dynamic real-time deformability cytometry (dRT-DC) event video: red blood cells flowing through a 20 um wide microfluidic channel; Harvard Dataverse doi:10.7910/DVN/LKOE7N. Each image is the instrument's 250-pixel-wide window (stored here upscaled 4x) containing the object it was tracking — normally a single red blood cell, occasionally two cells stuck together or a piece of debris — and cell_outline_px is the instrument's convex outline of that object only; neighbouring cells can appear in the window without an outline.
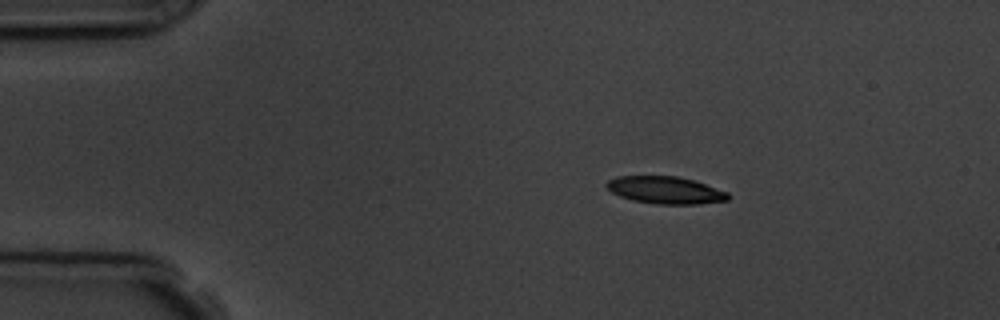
{"species": "common noctule bat (a hibernating species)", "species_latin": "Nyctalus noctula", "temperature_condition": "room temperature", "stored_images_in_passage": 8, "camera_frame_rate_fps": 3000, "um_per_image_px": 0.085, "animal": {"sex": "male", "body_mass_g": 19.5, "forearm_length_mm": 54.6}, "frame": {"image": 1, "passage_image": 2, "time_ms": 1.0, "image_size_px": [1000, 320], "cell_outline_px": [[728, 200], [700, 204], [656, 204], [632, 200], [620, 196], [612, 192], [604, 184], [608, 180], [616, 176], [676, 176], [692, 180], [728, 192]], "centroid_in_image_um": [56.52, 16.16], "position_along_channel_um": 28.5, "area_um2": 19.19}}
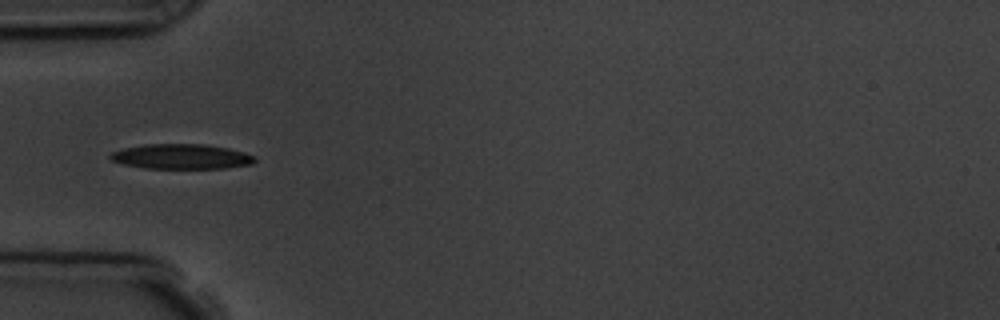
{"frame": {"image": 2, "passage_image": 4, "time_ms": 3.667, "image_size_px": [1000, 320], "cell_outline_px": [[256, 160], [252, 164], [228, 168], [144, 168], [120, 164], [112, 160], [108, 156], [112, 152], [124, 148], [144, 144], [204, 144], [228, 148], [244, 152], [256, 156]], "centroid_in_image_um": [15.42, 13.31], "position_along_channel_um": 69.6, "area_um2": 21.15}}